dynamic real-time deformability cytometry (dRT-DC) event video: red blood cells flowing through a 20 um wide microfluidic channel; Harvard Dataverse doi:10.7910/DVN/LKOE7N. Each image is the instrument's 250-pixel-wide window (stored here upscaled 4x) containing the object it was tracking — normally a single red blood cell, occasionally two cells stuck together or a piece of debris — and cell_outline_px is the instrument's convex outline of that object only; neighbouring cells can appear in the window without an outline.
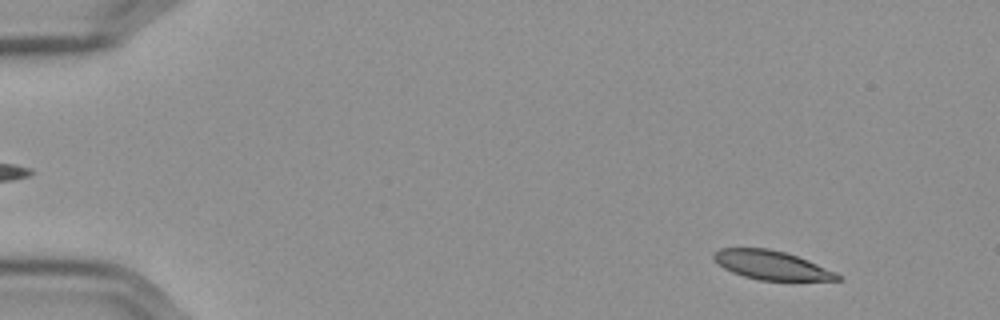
{"species": "Egyptian fruit bat (a non-hibernating species)", "species_latin": "Rousettus aegyptiacus", "temperature_condition": "cold", "stored_images_in_passage": 56, "camera_frame_rate_fps": 3000, "um_per_image_px": 0.085, "frame": {"image": 1, "passage_image": 5, "time_ms": 1.333, "image_size_px": [1000, 320], "cell_outline_px": [[844, 280], [760, 280], [744, 276], [732, 272], [724, 268], [712, 256], [712, 252], [720, 248], [768, 248], [784, 252], [808, 260], [836, 272]], "centroid_in_image_um": [65.57, 22.53], "position_along_channel_um": 19.4, "area_um2": 20.63}}
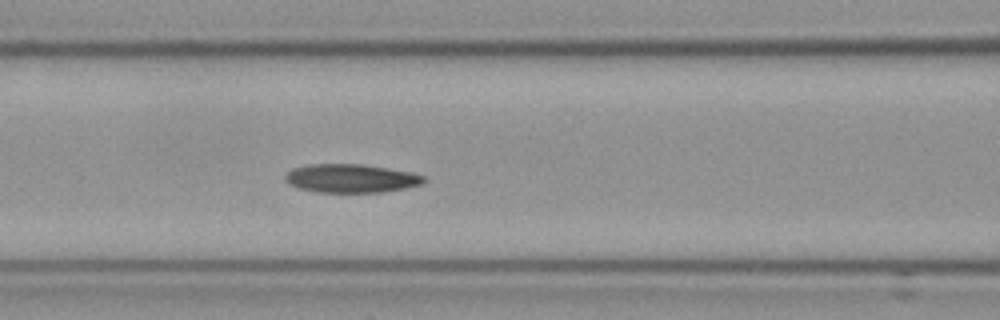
{"frame": {"image": 2, "passage_image": 24, "time_ms": 7.667, "image_size_px": [1000, 320], "cell_outline_px": [[428, 180], [424, 184], [404, 188], [380, 192], [316, 192], [300, 188], [288, 184], [284, 180], [284, 176], [292, 168], [308, 164], [360, 164], [388, 168], [412, 172], [424, 176]], "centroid_in_image_um": [29.84, 15.16], "position_along_channel_um": 136.8, "area_um2": 23.18}}
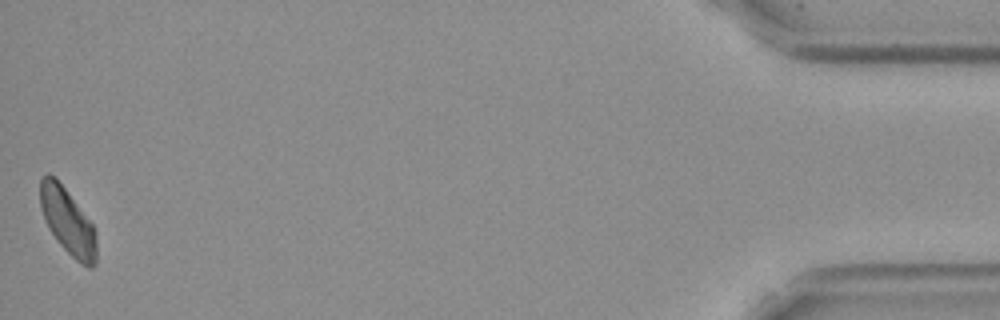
{"frame": {"image": 3, "passage_image": 56, "time_ms": 18.333, "image_size_px": [1000, 320], "cell_outline_px": [[96, 264], [92, 268], [88, 268], [80, 264], [56, 240], [48, 228], [40, 208], [40, 180], [48, 172], [64, 188], [92, 224], [96, 232]], "centroid_in_image_um": [5.75, 18.87], "position_along_channel_um": 429.4, "area_um2": 21.39}, "authors_computed_cell_mechanics": {"area_um2": 22.542, "velocity_mm_per_s": 3.5613, "shape_relaxation_time_tau1_ms": 8.0818, "shape_relaxation_time_tau2_ms": null, "deformation_change_tau1": 0.1519, "deformation_change_tau2": null}}